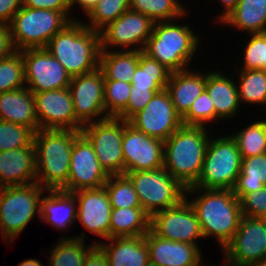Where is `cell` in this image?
<instances>
[{"label":"cell","instance_id":"cell-1","mask_svg":"<svg viewBox=\"0 0 266 266\" xmlns=\"http://www.w3.org/2000/svg\"><path fill=\"white\" fill-rule=\"evenodd\" d=\"M189 193H199L189 203L197 214L203 237L215 236L224 249L232 241L242 217L240 200L232 190L190 187L185 194Z\"/></svg>","mask_w":266,"mask_h":266},{"label":"cell","instance_id":"cell-2","mask_svg":"<svg viewBox=\"0 0 266 266\" xmlns=\"http://www.w3.org/2000/svg\"><path fill=\"white\" fill-rule=\"evenodd\" d=\"M204 126H182L164 141L163 167L184 188L193 187L202 172L210 138Z\"/></svg>","mask_w":266,"mask_h":266},{"label":"cell","instance_id":"cell-3","mask_svg":"<svg viewBox=\"0 0 266 266\" xmlns=\"http://www.w3.org/2000/svg\"><path fill=\"white\" fill-rule=\"evenodd\" d=\"M78 20H73L55 34L45 47L71 77L88 74L99 68V32Z\"/></svg>","mask_w":266,"mask_h":266},{"label":"cell","instance_id":"cell-4","mask_svg":"<svg viewBox=\"0 0 266 266\" xmlns=\"http://www.w3.org/2000/svg\"><path fill=\"white\" fill-rule=\"evenodd\" d=\"M80 131L39 129L34 135L36 182L46 190H60L68 180L73 144Z\"/></svg>","mask_w":266,"mask_h":266},{"label":"cell","instance_id":"cell-5","mask_svg":"<svg viewBox=\"0 0 266 266\" xmlns=\"http://www.w3.org/2000/svg\"><path fill=\"white\" fill-rule=\"evenodd\" d=\"M174 23L173 20L155 22L143 52L171 72H178L188 69L186 67L198 49L200 37L188 25Z\"/></svg>","mask_w":266,"mask_h":266},{"label":"cell","instance_id":"cell-6","mask_svg":"<svg viewBox=\"0 0 266 266\" xmlns=\"http://www.w3.org/2000/svg\"><path fill=\"white\" fill-rule=\"evenodd\" d=\"M69 11L22 6L8 24L16 51L45 48L50 39L73 20Z\"/></svg>","mask_w":266,"mask_h":266},{"label":"cell","instance_id":"cell-7","mask_svg":"<svg viewBox=\"0 0 266 266\" xmlns=\"http://www.w3.org/2000/svg\"><path fill=\"white\" fill-rule=\"evenodd\" d=\"M45 190L37 182L0 188V234L7 243L18 237L36 212L40 215Z\"/></svg>","mask_w":266,"mask_h":266},{"label":"cell","instance_id":"cell-8","mask_svg":"<svg viewBox=\"0 0 266 266\" xmlns=\"http://www.w3.org/2000/svg\"><path fill=\"white\" fill-rule=\"evenodd\" d=\"M212 139L206 149L201 175L193 187L232 190L242 165L236 140L231 135Z\"/></svg>","mask_w":266,"mask_h":266},{"label":"cell","instance_id":"cell-9","mask_svg":"<svg viewBox=\"0 0 266 266\" xmlns=\"http://www.w3.org/2000/svg\"><path fill=\"white\" fill-rule=\"evenodd\" d=\"M125 174L134 185L141 207L150 216L176 206L185 198L186 188L164 167Z\"/></svg>","mask_w":266,"mask_h":266},{"label":"cell","instance_id":"cell-10","mask_svg":"<svg viewBox=\"0 0 266 266\" xmlns=\"http://www.w3.org/2000/svg\"><path fill=\"white\" fill-rule=\"evenodd\" d=\"M123 131L124 120L117 117L97 118L83 125L80 131L91 143L100 166L108 176L124 174Z\"/></svg>","mask_w":266,"mask_h":266},{"label":"cell","instance_id":"cell-11","mask_svg":"<svg viewBox=\"0 0 266 266\" xmlns=\"http://www.w3.org/2000/svg\"><path fill=\"white\" fill-rule=\"evenodd\" d=\"M223 250L227 263L223 266L265 265V220L259 217L242 216L232 241Z\"/></svg>","mask_w":266,"mask_h":266},{"label":"cell","instance_id":"cell-12","mask_svg":"<svg viewBox=\"0 0 266 266\" xmlns=\"http://www.w3.org/2000/svg\"><path fill=\"white\" fill-rule=\"evenodd\" d=\"M128 122L136 130L163 142L183 126L182 118L174 109L166 89L156 93L143 110Z\"/></svg>","mask_w":266,"mask_h":266},{"label":"cell","instance_id":"cell-13","mask_svg":"<svg viewBox=\"0 0 266 266\" xmlns=\"http://www.w3.org/2000/svg\"><path fill=\"white\" fill-rule=\"evenodd\" d=\"M154 24L145 14L128 10L99 31L100 49L108 50L111 46L126 49L130 46L132 51H143ZM134 45H139V48Z\"/></svg>","mask_w":266,"mask_h":266},{"label":"cell","instance_id":"cell-14","mask_svg":"<svg viewBox=\"0 0 266 266\" xmlns=\"http://www.w3.org/2000/svg\"><path fill=\"white\" fill-rule=\"evenodd\" d=\"M27 88L33 93L69 87L71 76L46 48L20 51Z\"/></svg>","mask_w":266,"mask_h":266},{"label":"cell","instance_id":"cell-15","mask_svg":"<svg viewBox=\"0 0 266 266\" xmlns=\"http://www.w3.org/2000/svg\"><path fill=\"white\" fill-rule=\"evenodd\" d=\"M188 196L176 206L156 212L151 216L150 229L158 236L172 241L197 244L203 238L199 220Z\"/></svg>","mask_w":266,"mask_h":266},{"label":"cell","instance_id":"cell-16","mask_svg":"<svg viewBox=\"0 0 266 266\" xmlns=\"http://www.w3.org/2000/svg\"><path fill=\"white\" fill-rule=\"evenodd\" d=\"M69 89L76 121L81 126L94 122L95 117H99V120L107 118L104 105V75L99 68L88 74L71 77Z\"/></svg>","mask_w":266,"mask_h":266},{"label":"cell","instance_id":"cell-17","mask_svg":"<svg viewBox=\"0 0 266 266\" xmlns=\"http://www.w3.org/2000/svg\"><path fill=\"white\" fill-rule=\"evenodd\" d=\"M108 177L100 166L91 143L80 132L71 152L69 177L61 190L75 192L80 189L100 188Z\"/></svg>","mask_w":266,"mask_h":266},{"label":"cell","instance_id":"cell-18","mask_svg":"<svg viewBox=\"0 0 266 266\" xmlns=\"http://www.w3.org/2000/svg\"><path fill=\"white\" fill-rule=\"evenodd\" d=\"M124 174L163 167L164 142L136 130L124 120Z\"/></svg>","mask_w":266,"mask_h":266},{"label":"cell","instance_id":"cell-19","mask_svg":"<svg viewBox=\"0 0 266 266\" xmlns=\"http://www.w3.org/2000/svg\"><path fill=\"white\" fill-rule=\"evenodd\" d=\"M39 129L81 131L69 87L33 93Z\"/></svg>","mask_w":266,"mask_h":266},{"label":"cell","instance_id":"cell-20","mask_svg":"<svg viewBox=\"0 0 266 266\" xmlns=\"http://www.w3.org/2000/svg\"><path fill=\"white\" fill-rule=\"evenodd\" d=\"M73 193L76 201H78L76 221H80L89 232L104 239H109L113 208L104 186L80 189Z\"/></svg>","mask_w":266,"mask_h":266},{"label":"cell","instance_id":"cell-21","mask_svg":"<svg viewBox=\"0 0 266 266\" xmlns=\"http://www.w3.org/2000/svg\"><path fill=\"white\" fill-rule=\"evenodd\" d=\"M144 237L149 250L150 266H205L201 262L202 252L197 244L165 239L151 229Z\"/></svg>","mask_w":266,"mask_h":266},{"label":"cell","instance_id":"cell-22","mask_svg":"<svg viewBox=\"0 0 266 266\" xmlns=\"http://www.w3.org/2000/svg\"><path fill=\"white\" fill-rule=\"evenodd\" d=\"M36 183L34 144L0 152V188Z\"/></svg>","mask_w":266,"mask_h":266},{"label":"cell","instance_id":"cell-23","mask_svg":"<svg viewBox=\"0 0 266 266\" xmlns=\"http://www.w3.org/2000/svg\"><path fill=\"white\" fill-rule=\"evenodd\" d=\"M109 243L97 242L108 266H150L149 250L144 236L109 238Z\"/></svg>","mask_w":266,"mask_h":266},{"label":"cell","instance_id":"cell-24","mask_svg":"<svg viewBox=\"0 0 266 266\" xmlns=\"http://www.w3.org/2000/svg\"><path fill=\"white\" fill-rule=\"evenodd\" d=\"M0 120L39 130L35 98L27 87L0 93Z\"/></svg>","mask_w":266,"mask_h":266},{"label":"cell","instance_id":"cell-25","mask_svg":"<svg viewBox=\"0 0 266 266\" xmlns=\"http://www.w3.org/2000/svg\"><path fill=\"white\" fill-rule=\"evenodd\" d=\"M206 85V74L191 70L172 72L166 90L174 109L181 118L188 112L194 100L201 95Z\"/></svg>","mask_w":266,"mask_h":266},{"label":"cell","instance_id":"cell-26","mask_svg":"<svg viewBox=\"0 0 266 266\" xmlns=\"http://www.w3.org/2000/svg\"><path fill=\"white\" fill-rule=\"evenodd\" d=\"M49 195L41 198L40 219L57 230L69 229L76 221L77 201L73 192L46 190Z\"/></svg>","mask_w":266,"mask_h":266},{"label":"cell","instance_id":"cell-27","mask_svg":"<svg viewBox=\"0 0 266 266\" xmlns=\"http://www.w3.org/2000/svg\"><path fill=\"white\" fill-rule=\"evenodd\" d=\"M206 73V85L210 98L215 106V113L219 120L233 117L238 114L240 101L236 81L219 71ZM239 107V108H238Z\"/></svg>","mask_w":266,"mask_h":266},{"label":"cell","instance_id":"cell-28","mask_svg":"<svg viewBox=\"0 0 266 266\" xmlns=\"http://www.w3.org/2000/svg\"><path fill=\"white\" fill-rule=\"evenodd\" d=\"M138 65L139 50L100 51L99 69L104 75V80H118L131 83Z\"/></svg>","mask_w":266,"mask_h":266},{"label":"cell","instance_id":"cell-29","mask_svg":"<svg viewBox=\"0 0 266 266\" xmlns=\"http://www.w3.org/2000/svg\"><path fill=\"white\" fill-rule=\"evenodd\" d=\"M222 23L240 28L249 35L266 33V0H239L237 7Z\"/></svg>","mask_w":266,"mask_h":266},{"label":"cell","instance_id":"cell-30","mask_svg":"<svg viewBox=\"0 0 266 266\" xmlns=\"http://www.w3.org/2000/svg\"><path fill=\"white\" fill-rule=\"evenodd\" d=\"M151 216L142 207L113 208L110 238L144 236L150 230Z\"/></svg>","mask_w":266,"mask_h":266},{"label":"cell","instance_id":"cell-31","mask_svg":"<svg viewBox=\"0 0 266 266\" xmlns=\"http://www.w3.org/2000/svg\"><path fill=\"white\" fill-rule=\"evenodd\" d=\"M266 186V153L242 158L240 173L232 189L240 200L245 194Z\"/></svg>","mask_w":266,"mask_h":266},{"label":"cell","instance_id":"cell-32","mask_svg":"<svg viewBox=\"0 0 266 266\" xmlns=\"http://www.w3.org/2000/svg\"><path fill=\"white\" fill-rule=\"evenodd\" d=\"M171 71L152 59L143 51H139V65L131 79V86L135 88H162L166 89Z\"/></svg>","mask_w":266,"mask_h":266},{"label":"cell","instance_id":"cell-33","mask_svg":"<svg viewBox=\"0 0 266 266\" xmlns=\"http://www.w3.org/2000/svg\"><path fill=\"white\" fill-rule=\"evenodd\" d=\"M85 237L84 233L73 238L60 237L59 243L51 250L49 266H83L87 253L96 245L92 243L87 247Z\"/></svg>","mask_w":266,"mask_h":266},{"label":"cell","instance_id":"cell-34","mask_svg":"<svg viewBox=\"0 0 266 266\" xmlns=\"http://www.w3.org/2000/svg\"><path fill=\"white\" fill-rule=\"evenodd\" d=\"M130 10L145 14L154 22L182 18L187 12L178 0H130Z\"/></svg>","mask_w":266,"mask_h":266},{"label":"cell","instance_id":"cell-35","mask_svg":"<svg viewBox=\"0 0 266 266\" xmlns=\"http://www.w3.org/2000/svg\"><path fill=\"white\" fill-rule=\"evenodd\" d=\"M239 75L238 95L240 102L266 105V71L244 70L237 71Z\"/></svg>","mask_w":266,"mask_h":266},{"label":"cell","instance_id":"cell-36","mask_svg":"<svg viewBox=\"0 0 266 266\" xmlns=\"http://www.w3.org/2000/svg\"><path fill=\"white\" fill-rule=\"evenodd\" d=\"M236 140L242 158L266 153V120H257L238 133L231 134Z\"/></svg>","mask_w":266,"mask_h":266},{"label":"cell","instance_id":"cell-37","mask_svg":"<svg viewBox=\"0 0 266 266\" xmlns=\"http://www.w3.org/2000/svg\"><path fill=\"white\" fill-rule=\"evenodd\" d=\"M104 188L112 208L141 207L134 185L126 174L109 176Z\"/></svg>","mask_w":266,"mask_h":266},{"label":"cell","instance_id":"cell-38","mask_svg":"<svg viewBox=\"0 0 266 266\" xmlns=\"http://www.w3.org/2000/svg\"><path fill=\"white\" fill-rule=\"evenodd\" d=\"M128 10H130V0H98L97 4L86 15L91 21L90 24H84L99 32Z\"/></svg>","mask_w":266,"mask_h":266},{"label":"cell","instance_id":"cell-39","mask_svg":"<svg viewBox=\"0 0 266 266\" xmlns=\"http://www.w3.org/2000/svg\"><path fill=\"white\" fill-rule=\"evenodd\" d=\"M26 87L25 65L20 51L0 60V93Z\"/></svg>","mask_w":266,"mask_h":266},{"label":"cell","instance_id":"cell-40","mask_svg":"<svg viewBox=\"0 0 266 266\" xmlns=\"http://www.w3.org/2000/svg\"><path fill=\"white\" fill-rule=\"evenodd\" d=\"M131 87V83L104 80V105L107 117H117L127 107Z\"/></svg>","mask_w":266,"mask_h":266},{"label":"cell","instance_id":"cell-41","mask_svg":"<svg viewBox=\"0 0 266 266\" xmlns=\"http://www.w3.org/2000/svg\"><path fill=\"white\" fill-rule=\"evenodd\" d=\"M34 135L35 132L27 126L0 120V152L30 147Z\"/></svg>","mask_w":266,"mask_h":266},{"label":"cell","instance_id":"cell-42","mask_svg":"<svg viewBox=\"0 0 266 266\" xmlns=\"http://www.w3.org/2000/svg\"><path fill=\"white\" fill-rule=\"evenodd\" d=\"M219 119L215 113V106L206 89L198 96L188 112L182 117L184 126H204L206 122Z\"/></svg>","mask_w":266,"mask_h":266},{"label":"cell","instance_id":"cell-43","mask_svg":"<svg viewBox=\"0 0 266 266\" xmlns=\"http://www.w3.org/2000/svg\"><path fill=\"white\" fill-rule=\"evenodd\" d=\"M246 44L242 69L266 71V33L251 34Z\"/></svg>","mask_w":266,"mask_h":266},{"label":"cell","instance_id":"cell-44","mask_svg":"<svg viewBox=\"0 0 266 266\" xmlns=\"http://www.w3.org/2000/svg\"><path fill=\"white\" fill-rule=\"evenodd\" d=\"M162 90V88H135L132 86L127 107L117 118L129 121L135 114L143 110L156 93Z\"/></svg>","mask_w":266,"mask_h":266},{"label":"cell","instance_id":"cell-45","mask_svg":"<svg viewBox=\"0 0 266 266\" xmlns=\"http://www.w3.org/2000/svg\"><path fill=\"white\" fill-rule=\"evenodd\" d=\"M242 216L259 217L266 215V186L258 191L245 194L240 199Z\"/></svg>","mask_w":266,"mask_h":266},{"label":"cell","instance_id":"cell-46","mask_svg":"<svg viewBox=\"0 0 266 266\" xmlns=\"http://www.w3.org/2000/svg\"><path fill=\"white\" fill-rule=\"evenodd\" d=\"M23 6V0H0V23L8 25Z\"/></svg>","mask_w":266,"mask_h":266},{"label":"cell","instance_id":"cell-47","mask_svg":"<svg viewBox=\"0 0 266 266\" xmlns=\"http://www.w3.org/2000/svg\"><path fill=\"white\" fill-rule=\"evenodd\" d=\"M23 6L35 9H48L53 11L71 10L64 0H23Z\"/></svg>","mask_w":266,"mask_h":266},{"label":"cell","instance_id":"cell-48","mask_svg":"<svg viewBox=\"0 0 266 266\" xmlns=\"http://www.w3.org/2000/svg\"><path fill=\"white\" fill-rule=\"evenodd\" d=\"M11 39L9 26L0 23V60H3L15 52Z\"/></svg>","mask_w":266,"mask_h":266},{"label":"cell","instance_id":"cell-49","mask_svg":"<svg viewBox=\"0 0 266 266\" xmlns=\"http://www.w3.org/2000/svg\"><path fill=\"white\" fill-rule=\"evenodd\" d=\"M83 266H108L104 252L95 245L86 255Z\"/></svg>","mask_w":266,"mask_h":266},{"label":"cell","instance_id":"cell-50","mask_svg":"<svg viewBox=\"0 0 266 266\" xmlns=\"http://www.w3.org/2000/svg\"><path fill=\"white\" fill-rule=\"evenodd\" d=\"M222 3V7L224 8V11L218 18L220 22H223L227 19V17L234 11V9L237 7V4L239 0H219Z\"/></svg>","mask_w":266,"mask_h":266},{"label":"cell","instance_id":"cell-51","mask_svg":"<svg viewBox=\"0 0 266 266\" xmlns=\"http://www.w3.org/2000/svg\"><path fill=\"white\" fill-rule=\"evenodd\" d=\"M98 0H79V5L83 8L85 14L87 15L91 9L97 4Z\"/></svg>","mask_w":266,"mask_h":266},{"label":"cell","instance_id":"cell-52","mask_svg":"<svg viewBox=\"0 0 266 266\" xmlns=\"http://www.w3.org/2000/svg\"><path fill=\"white\" fill-rule=\"evenodd\" d=\"M18 266H45L38 259H28L22 261Z\"/></svg>","mask_w":266,"mask_h":266},{"label":"cell","instance_id":"cell-53","mask_svg":"<svg viewBox=\"0 0 266 266\" xmlns=\"http://www.w3.org/2000/svg\"><path fill=\"white\" fill-rule=\"evenodd\" d=\"M65 4L72 9V6L76 3L79 4V0H64Z\"/></svg>","mask_w":266,"mask_h":266},{"label":"cell","instance_id":"cell-54","mask_svg":"<svg viewBox=\"0 0 266 266\" xmlns=\"http://www.w3.org/2000/svg\"><path fill=\"white\" fill-rule=\"evenodd\" d=\"M262 218H263V219L265 220V222H266V215H264Z\"/></svg>","mask_w":266,"mask_h":266}]
</instances>
